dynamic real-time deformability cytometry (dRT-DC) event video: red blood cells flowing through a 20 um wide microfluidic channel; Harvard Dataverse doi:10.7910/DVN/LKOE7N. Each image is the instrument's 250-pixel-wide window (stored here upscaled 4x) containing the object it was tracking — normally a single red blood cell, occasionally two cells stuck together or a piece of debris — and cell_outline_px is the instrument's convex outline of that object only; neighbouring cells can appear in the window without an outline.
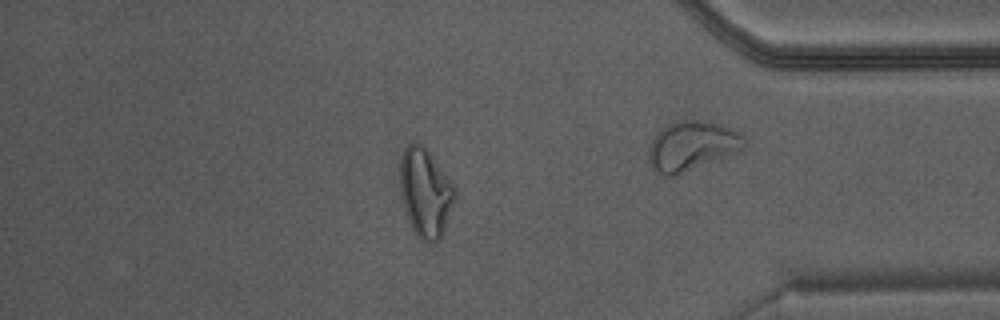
{"species": "Egyptian fruit bat (a non-hibernating species)", "species_latin": "Rousettus aegyptiacus", "temperature_condition": "warm", "stored_images_in_passage": 48, "camera_frame_rate_fps": 3000, "um_per_image_px": 0.085, "animal": {"sex": "male"}, "frame": {"image": 1, "passage_image": 41, "time_ms": 13.333, "image_size_px": [1000, 320], "cell_outline_px": [[456, 196], [444, 232], [440, 240], [432, 244], [420, 240], [416, 236], [408, 220], [404, 208], [400, 192], [400, 156], [404, 148], [408, 144], [416, 140], [428, 152], [452, 184]], "centroid_in_image_um": [36.13, 16.43], "position_along_channel_um": 399.1, "area_um2": 28.26}}